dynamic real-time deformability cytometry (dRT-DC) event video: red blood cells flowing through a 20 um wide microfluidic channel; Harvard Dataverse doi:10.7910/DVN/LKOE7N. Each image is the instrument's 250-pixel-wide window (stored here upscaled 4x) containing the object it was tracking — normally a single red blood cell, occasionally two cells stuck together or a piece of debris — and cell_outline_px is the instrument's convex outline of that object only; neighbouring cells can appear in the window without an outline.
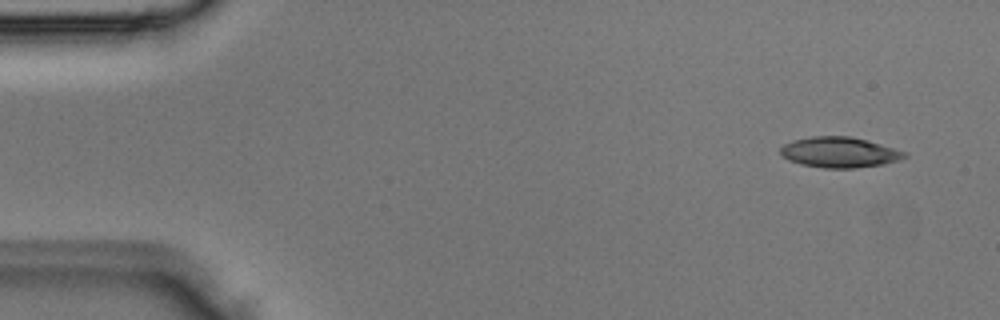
{"species": "Egyptian fruit bat (a non-hibernating species)", "species_latin": "Rousettus aegyptiacus", "temperature_condition": "room temperature", "stored_images_in_passage": 4, "camera_frame_rate_fps": 3000, "um_per_image_px": 0.085, "animal": {"sex": "male"}, "frame": {"image": 1, "passage_image": 1, "time_ms": 0.0, "image_size_px": [1000, 320], "cell_outline_px": [[908, 156], [900, 160], [884, 164], [856, 168], [824, 168], [800, 164], [788, 160], [780, 156], [780, 148], [784, 144], [792, 140], [812, 136], [852, 136], [908, 152]], "centroid_in_image_um": [71.35, 12.95], "position_along_channel_um": 13.7, "area_um2": 22.31}}